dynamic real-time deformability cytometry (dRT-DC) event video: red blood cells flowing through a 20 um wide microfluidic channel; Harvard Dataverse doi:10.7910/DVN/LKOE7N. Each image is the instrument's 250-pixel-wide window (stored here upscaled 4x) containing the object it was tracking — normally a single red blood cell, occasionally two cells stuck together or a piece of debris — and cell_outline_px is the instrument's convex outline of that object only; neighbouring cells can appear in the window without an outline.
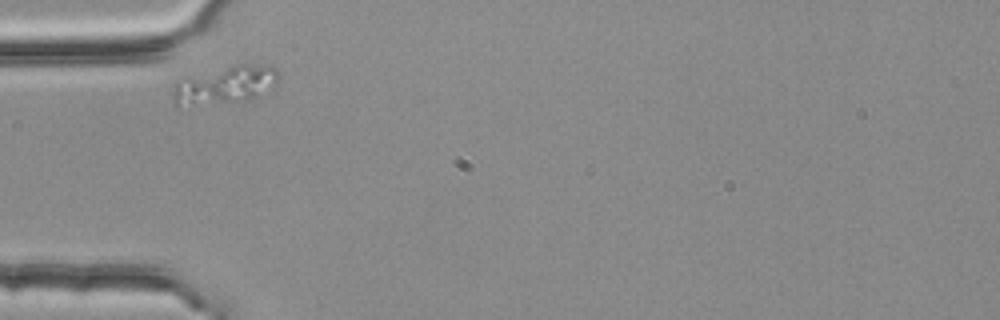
{"species": "common noctule bat (a hibernating species)", "species_latin": "Nyctalus noctula", "temperature_condition": "room temperature", "stored_images_in_passage": 2, "camera_frame_rate_fps": 3000, "um_per_image_px": 0.085, "animal": {"sex": "female", "body_mass_g": 25.1}, "frame": {"image": 1, "passage_image": 1, "time_ms": 0.0, "image_size_px": [1000, 320], "cell_outline_px": [[276, 84], [256, 96], [248, 100], [176, 108], [172, 104], [172, 92], [176, 84], [188, 76], [236, 64], [264, 64], [276, 68]], "centroid_in_image_um": [19.05, 7.25], "position_along_channel_um": 66.0, "area_um2": 23.41}}